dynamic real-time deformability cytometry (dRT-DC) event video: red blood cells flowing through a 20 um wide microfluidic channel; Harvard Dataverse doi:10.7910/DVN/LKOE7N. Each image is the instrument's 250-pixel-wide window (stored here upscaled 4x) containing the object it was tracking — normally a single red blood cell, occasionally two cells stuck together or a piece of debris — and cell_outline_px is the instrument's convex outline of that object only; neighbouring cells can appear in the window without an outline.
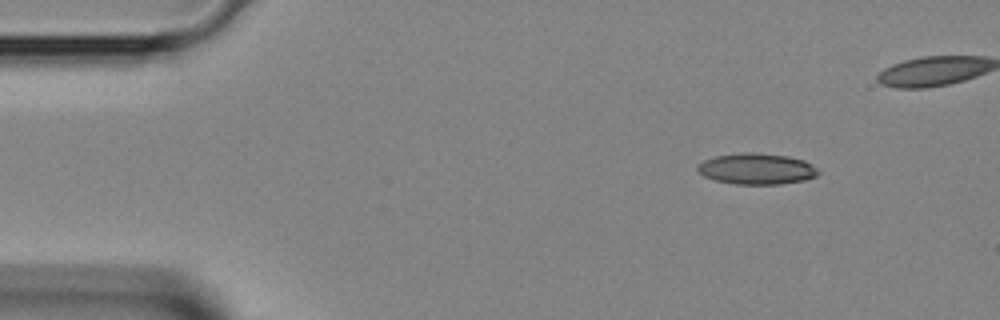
{"species": "Egyptian fruit bat (a non-hibernating species)", "species_latin": "Rousettus aegyptiacus", "temperature_condition": "room temperature", "stored_images_in_passage": 10, "camera_frame_rate_fps": 3000, "um_per_image_px": 0.085, "animal": {"sex": "female"}, "frame": {"image": 1, "passage_image": 4, "time_ms": 1.0, "image_size_px": [1000, 320], "cell_outline_px": [[820, 172], [816, 176], [804, 180], [780, 184], [736, 184], [716, 180], [704, 176], [696, 168], [696, 164], [704, 160], [716, 156], [744, 152], [752, 152], [788, 156], [804, 160], [816, 168]], "centroid_in_image_um": [64.3, 14.35], "position_along_channel_um": 20.7, "area_um2": 21.73}}